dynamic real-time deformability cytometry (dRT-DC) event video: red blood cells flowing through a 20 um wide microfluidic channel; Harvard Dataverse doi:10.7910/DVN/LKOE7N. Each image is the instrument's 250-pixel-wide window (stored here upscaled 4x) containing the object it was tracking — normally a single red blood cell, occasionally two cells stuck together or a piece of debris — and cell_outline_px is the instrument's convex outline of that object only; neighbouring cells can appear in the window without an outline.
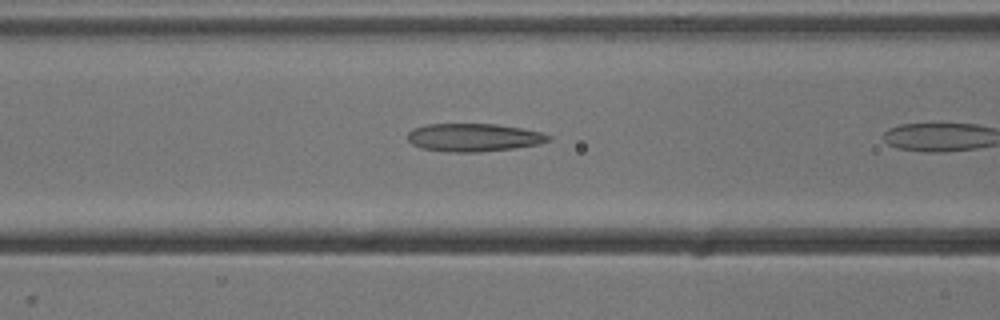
{"species": "common noctule bat (a hibernating species)", "species_latin": "Nyctalus noctula", "temperature_condition": "cold", "stored_images_in_passage": 7, "camera_frame_rate_fps": 3000, "um_per_image_px": 0.085, "animal": {"sex": "male", "body_mass_g": 13.3}, "frame": {"image": 1, "passage_image": 6, "time_ms": 1.667, "image_size_px": [1000, 320], "cell_outline_px": [[552, 140], [540, 144], [512, 148], [480, 152], [448, 152], [420, 148], [412, 144], [408, 140], [408, 132], [412, 128], [424, 124], [496, 124], [520, 128], [540, 132], [552, 136]], "centroid_in_image_um": [40.24, 11.68], "position_along_channel_um": 126.4, "area_um2": 23.12}}